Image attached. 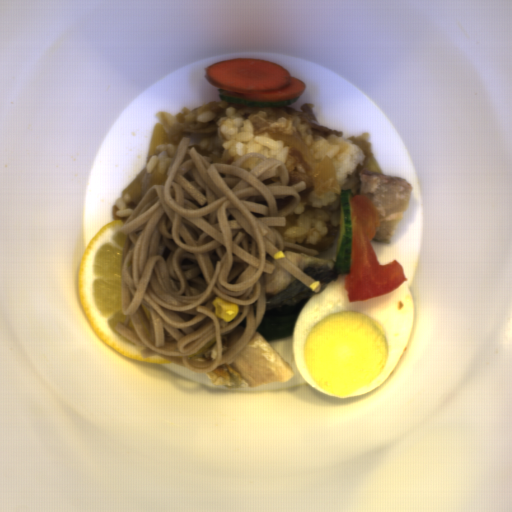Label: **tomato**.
I'll list each match as a JSON object with an SVG mask.
<instances>
[{"mask_svg": "<svg viewBox=\"0 0 512 512\" xmlns=\"http://www.w3.org/2000/svg\"><path fill=\"white\" fill-rule=\"evenodd\" d=\"M352 245L350 273L343 285L348 303L367 302L388 294L408 281L403 265L396 259L380 265L371 241L381 226V215L366 195L350 198Z\"/></svg>", "mask_w": 512, "mask_h": 512, "instance_id": "tomato-1", "label": "tomato"}]
</instances>
